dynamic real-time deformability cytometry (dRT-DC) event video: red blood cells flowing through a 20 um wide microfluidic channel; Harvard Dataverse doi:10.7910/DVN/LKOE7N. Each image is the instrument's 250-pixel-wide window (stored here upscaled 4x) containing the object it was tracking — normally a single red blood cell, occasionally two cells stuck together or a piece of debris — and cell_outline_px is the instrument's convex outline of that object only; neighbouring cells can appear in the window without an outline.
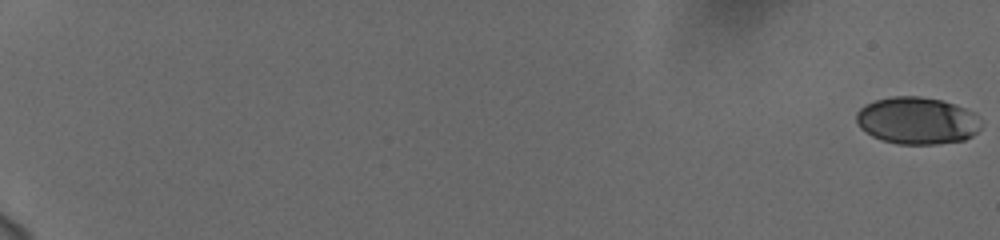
{"species": "human", "species_latin": "Homo sapiens", "temperature_condition": "cold", "stored_images_in_passage": 60, "camera_frame_rate_fps": 3000, "um_per_image_px": 0.085, "donor": {"sex": "female"}, "frame": {"image": 1, "passage_image": 1, "time_ms": 0.0, "image_size_px": [1000, 240], "cell_outline_px": [[984, 124], [972, 136], [964, 140], [936, 144], [896, 144], [872, 136], [860, 128], [856, 120], [856, 112], [864, 104], [876, 100], [892, 96], [920, 96], [940, 100], [956, 104], [976, 112], [980, 116]], "centroid_in_image_um": [78.0, 10.25], "position_along_channel_um": 7.0, "area_um2": 34.74}}
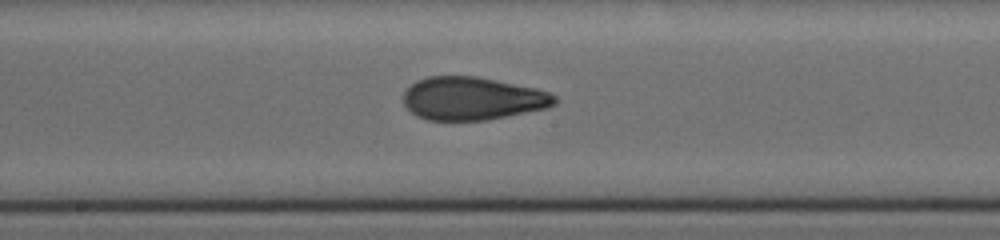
{"frame": {"image": 2, "passage_image": 36, "time_ms": 11.667, "image_size_px": [1000, 240], "cell_outline_px": [[556, 104], [548, 108], [488, 120], [428, 120], [416, 116], [404, 104], [404, 92], [416, 80], [428, 76], [476, 76], [536, 88], [548, 92], [556, 96]], "centroid_in_image_um": [40.17, 8.37], "position_along_channel_um": 208.0, "area_um2": 37.97}}
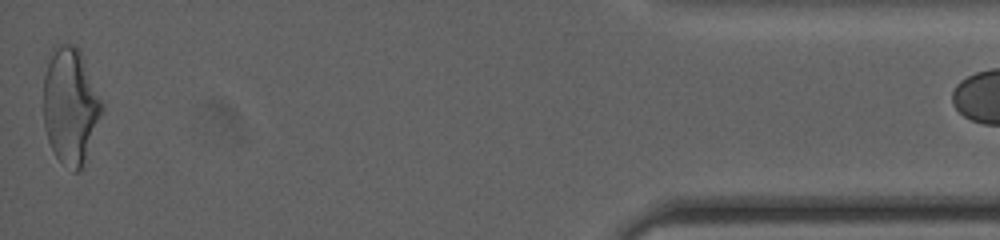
{"frame": {"image": 3, "passage_image": 59, "time_ms": 19.333, "image_size_px": [1000, 240], "cell_outline_px": [[104, 108], [88, 160], [80, 172], [72, 172], [56, 156], [48, 140], [44, 128], [44, 76], [48, 52], [52, 44], [76, 44], [80, 52], [104, 104]], "centroid_in_image_um": [6.0, 9.02], "position_along_channel_um": 429.2, "area_um2": 40.63}}